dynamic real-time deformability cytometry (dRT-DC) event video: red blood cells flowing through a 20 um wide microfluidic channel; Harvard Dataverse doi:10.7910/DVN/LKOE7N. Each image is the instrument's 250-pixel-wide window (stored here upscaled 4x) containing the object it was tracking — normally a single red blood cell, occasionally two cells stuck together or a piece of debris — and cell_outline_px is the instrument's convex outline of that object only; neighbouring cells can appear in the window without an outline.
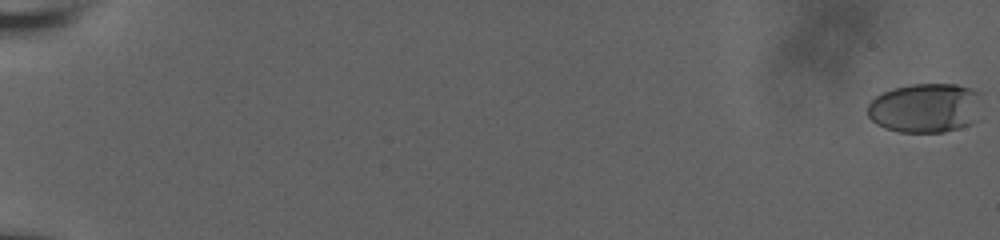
{"species": "human", "species_latin": "Homo sapiens", "temperature_condition": "room temperature", "stored_images_in_passage": 19, "camera_frame_rate_fps": 3000, "um_per_image_px": 0.085, "donor": {"sex": "male"}, "frame": {"image": 1, "passage_image": 1, "time_ms": 0.0, "image_size_px": [1000, 240], "cell_outline_px": [[984, 92], [980, 120], [960, 128], [944, 132], [900, 132], [884, 128], [876, 124], [868, 116], [868, 104], [876, 96], [892, 88], [912, 84], [956, 84], [972, 88]], "centroid_in_image_um": [78.77, 9.17], "position_along_channel_um": 6.2, "area_um2": 33.93}}